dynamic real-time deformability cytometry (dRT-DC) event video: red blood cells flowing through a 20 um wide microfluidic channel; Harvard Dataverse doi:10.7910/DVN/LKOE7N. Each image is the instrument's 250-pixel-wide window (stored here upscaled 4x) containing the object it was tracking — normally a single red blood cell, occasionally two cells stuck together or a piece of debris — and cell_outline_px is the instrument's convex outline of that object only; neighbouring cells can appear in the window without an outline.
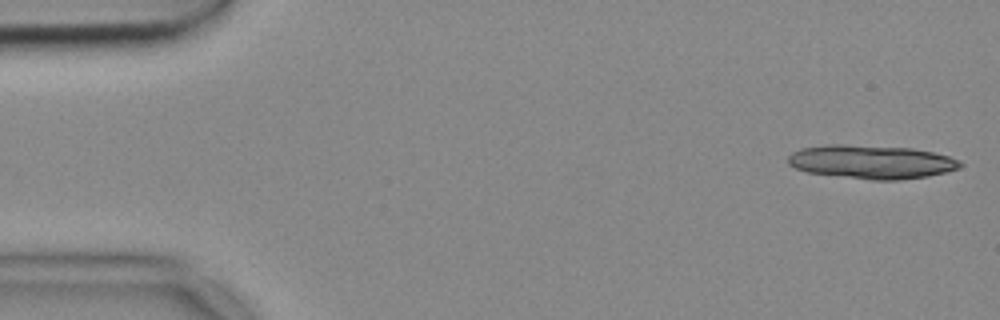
{"species": "common noctule bat (a hibernating species)", "species_latin": "Nyctalus noctula", "temperature_condition": "cold", "stored_images_in_passage": 13, "camera_frame_rate_fps": 3000, "um_per_image_px": 0.085, "animal": {"sex": "female", "body_mass_g": 18.4}, "frame": {"image": 1, "passage_image": 1, "time_ms": 0.0, "image_size_px": [1000, 320], "cell_outline_px": [[964, 164], [960, 168], [944, 172], [924, 176], [896, 180], [872, 180], [808, 172], [796, 168], [788, 164], [788, 156], [792, 152], [800, 148], [824, 144], [844, 144], [912, 148], [932, 152], [948, 156]], "centroid_in_image_um": [74.02, 13.74], "position_along_channel_um": 11.0, "area_um2": 33.58}}